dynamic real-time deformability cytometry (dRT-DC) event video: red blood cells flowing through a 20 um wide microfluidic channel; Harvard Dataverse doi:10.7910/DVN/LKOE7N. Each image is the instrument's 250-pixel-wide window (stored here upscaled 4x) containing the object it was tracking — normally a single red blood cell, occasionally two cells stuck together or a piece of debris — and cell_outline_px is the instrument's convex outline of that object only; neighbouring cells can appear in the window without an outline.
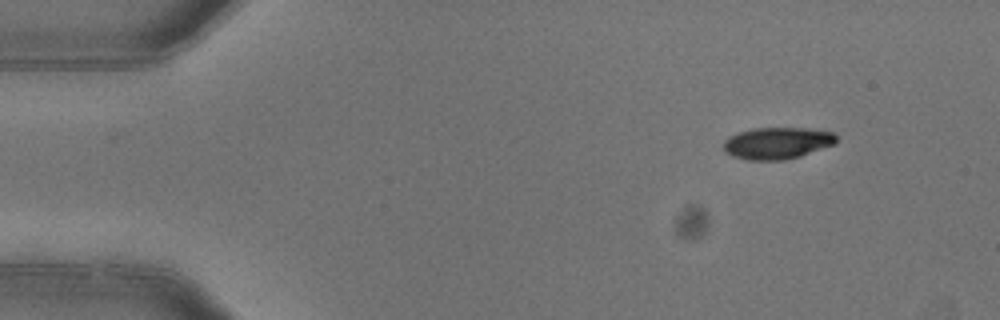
{"species": "common noctule bat (a hibernating species)", "species_latin": "Nyctalus noctula", "temperature_condition": "warm", "stored_images_in_passage": 3, "camera_frame_rate_fps": 3000, "um_per_image_px": 0.085, "animal": {"sex": "female"}, "frame": {"image": 1, "passage_image": 3, "time_ms": 0.667, "image_size_px": [1000, 320], "cell_outline_px": [[836, 144], [800, 156], [784, 160], [748, 160], [732, 156], [724, 152], [724, 140], [728, 136], [736, 132], [752, 128], [808, 128], [836, 132]], "centroid_in_image_um": [66.06, 12.15], "position_along_channel_um": 18.9, "area_um2": 21.21}}